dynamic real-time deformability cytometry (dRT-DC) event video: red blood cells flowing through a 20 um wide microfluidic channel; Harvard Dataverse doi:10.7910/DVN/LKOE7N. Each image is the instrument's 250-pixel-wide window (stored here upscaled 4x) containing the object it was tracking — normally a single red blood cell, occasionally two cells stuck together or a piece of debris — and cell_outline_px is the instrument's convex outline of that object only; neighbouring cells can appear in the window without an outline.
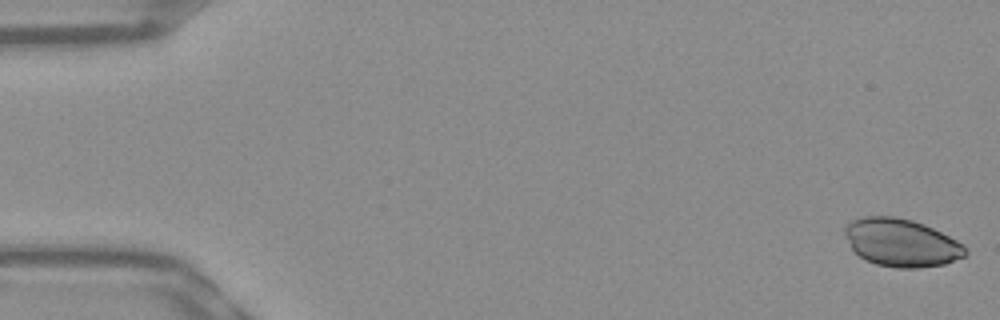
{"species": "Egyptian fruit bat (a non-hibernating species)", "species_latin": "Rousettus aegyptiacus", "temperature_condition": "warm", "stored_images_in_passage": 52, "camera_frame_rate_fps": 3000, "um_per_image_px": 0.085, "frame": {"image": 1, "passage_image": 1, "time_ms": 0.0, "image_size_px": [1000, 320], "cell_outline_px": [[968, 252], [964, 256], [944, 264], [920, 268], [896, 268], [876, 264], [860, 256], [852, 248], [844, 232], [844, 228], [852, 220], [864, 216], [892, 216], [912, 220], [924, 224], [964, 244], [968, 248]], "centroid_in_image_um": [76.63, 20.63], "position_along_channel_um": 8.4, "area_um2": 33.41}}
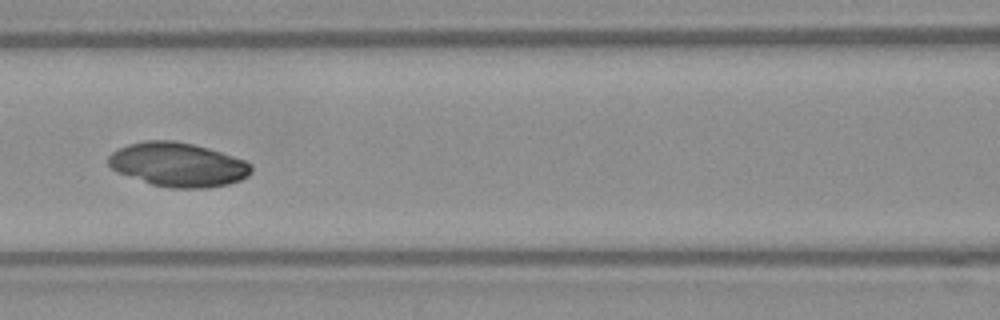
{"frame": {"image": 2, "passage_image": 23, "time_ms": 7.333, "image_size_px": [1000, 320], "cell_outline_px": [[252, 172], [248, 176], [240, 180], [228, 184], [208, 188], [168, 188], [152, 184], [116, 172], [108, 164], [108, 156], [112, 152], [128, 144], [144, 140], [176, 140], [208, 148], [244, 160], [252, 164]], "centroid_in_image_um": [15.12, 13.99], "position_along_channel_um": 151.5, "area_um2": 36.76}}
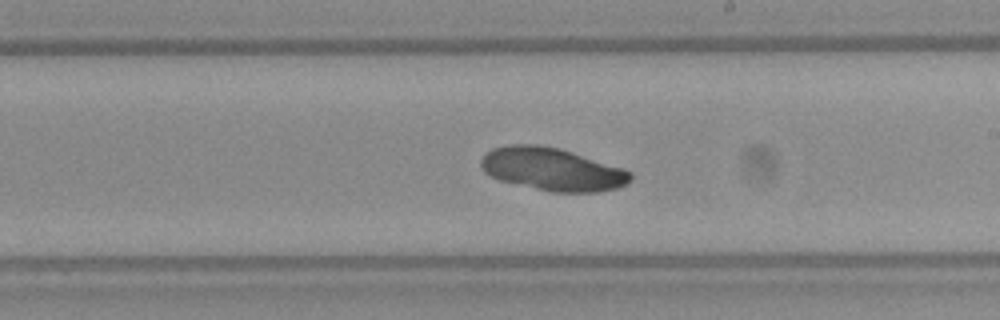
{"frame": {"image": 3, "passage_image": 30, "time_ms": 9.667, "image_size_px": [1000, 320], "cell_outline_px": [[632, 180], [628, 184], [620, 188], [600, 192], [552, 192], [500, 180], [484, 172], [480, 168], [480, 160], [484, 152], [492, 148], [512, 144], [536, 144], [560, 148], [624, 168], [632, 172]], "centroid_in_image_um": [46.96, 14.38], "position_along_channel_um": 242.0, "area_um2": 37.74}}